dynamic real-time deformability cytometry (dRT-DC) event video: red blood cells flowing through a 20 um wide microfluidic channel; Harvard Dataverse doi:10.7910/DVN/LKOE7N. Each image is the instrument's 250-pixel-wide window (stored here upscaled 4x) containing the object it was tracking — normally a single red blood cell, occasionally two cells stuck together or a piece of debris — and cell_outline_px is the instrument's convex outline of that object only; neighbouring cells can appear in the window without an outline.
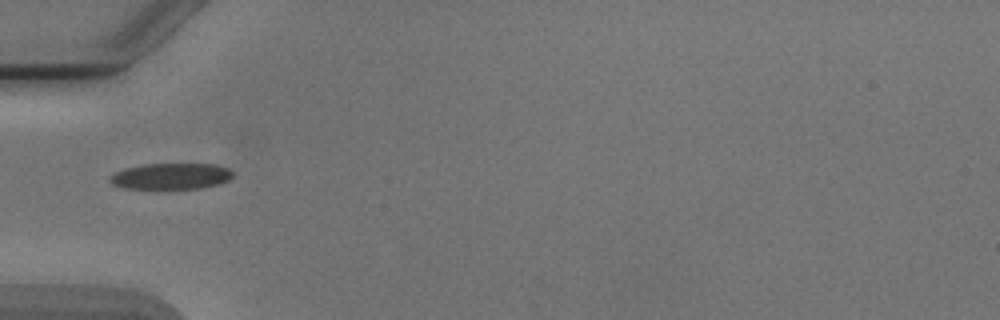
{"species": "Egyptian fruit bat (a non-hibernating species)", "species_latin": "Rousettus aegyptiacus", "temperature_condition": "cold", "stored_images_in_passage": 1, "camera_frame_rate_fps": 3000, "um_per_image_px": 0.085, "animal": {"sex": "male"}, "frame": {"image": 1, "passage_image": 1, "time_ms": 0.0, "image_size_px": [1000, 320], "cell_outline_px": [[232, 176], [228, 180], [220, 184], [200, 188], [124, 188], [112, 184], [108, 180], [108, 176], [124, 168], [144, 164], [216, 164], [228, 168], [232, 172]], "centroid_in_image_um": [14.51, 14.97], "position_along_channel_um": 70.5, "area_um2": 18.67}}